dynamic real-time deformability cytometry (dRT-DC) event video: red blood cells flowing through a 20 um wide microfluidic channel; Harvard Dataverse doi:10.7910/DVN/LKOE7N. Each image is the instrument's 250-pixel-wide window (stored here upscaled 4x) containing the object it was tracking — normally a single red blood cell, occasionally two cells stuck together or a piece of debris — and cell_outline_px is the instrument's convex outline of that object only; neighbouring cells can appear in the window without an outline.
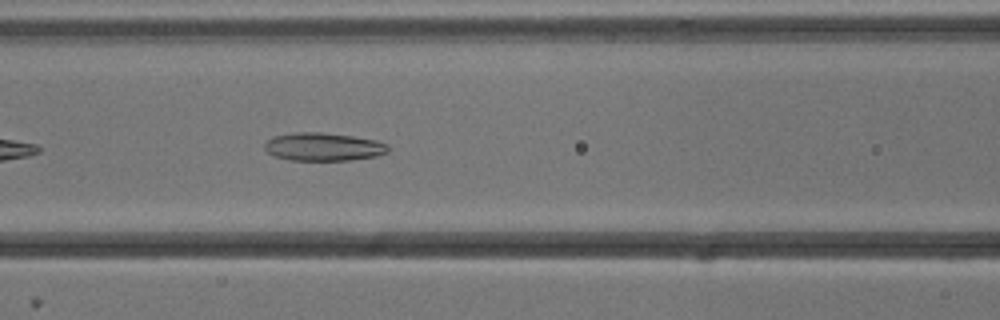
{"species": "common noctule bat (a hibernating species)", "species_latin": "Nyctalus noctula", "temperature_condition": "cold", "stored_images_in_passage": 33, "camera_frame_rate_fps": 3000, "um_per_image_px": 0.085, "animal": {"sex": "male", "body_mass_g": 13.3}, "frame": {"image": 1, "passage_image": 9, "time_ms": 2.667, "image_size_px": [1000, 320], "cell_outline_px": [[388, 152], [376, 156], [348, 160], [292, 160], [276, 156], [268, 152], [264, 148], [264, 144], [272, 136], [296, 132], [320, 132], [352, 136], [376, 140], [388, 144]], "centroid_in_image_um": [27.49, 12.47], "position_along_channel_um": 139.1, "area_um2": 20.11}}
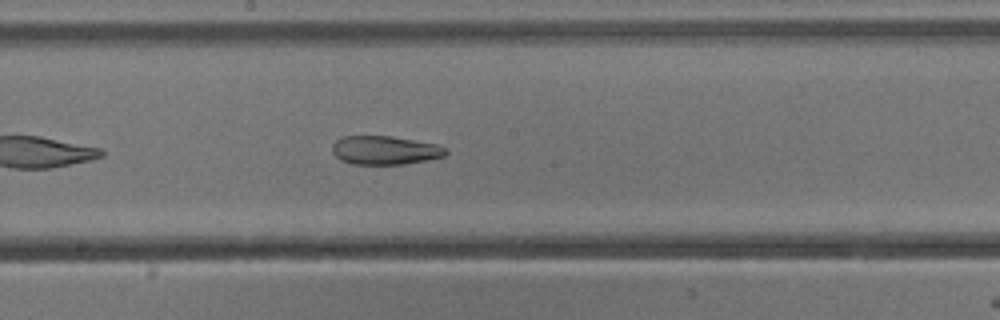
{"frame": {"image": 2, "passage_image": 15, "time_ms": 4.667, "image_size_px": [1000, 320], "cell_outline_px": [[448, 152], [444, 156], [428, 160], [404, 164], [352, 164], [340, 160], [332, 152], [332, 144], [336, 140], [344, 136], [392, 136], [436, 144], [448, 148]], "centroid_in_image_um": [32.72, 12.77], "position_along_channel_um": 215.5, "area_um2": 19.07}}
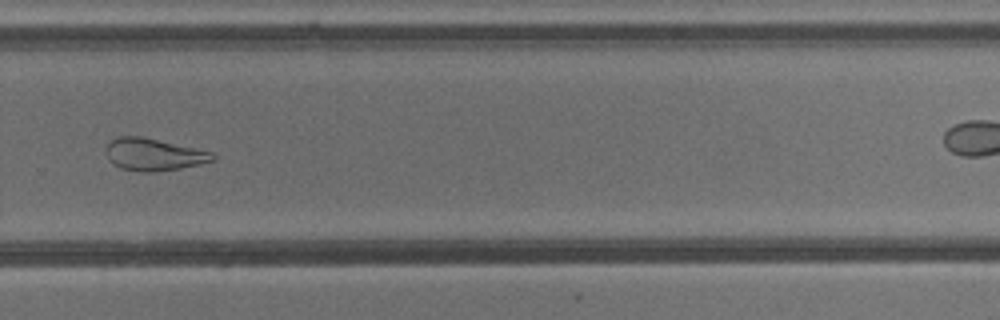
{"frame": {"image": 3, "passage_image": 23, "time_ms": 7.333, "image_size_px": [1000, 320], "cell_outline_px": [[216, 156], [212, 160], [200, 164], [180, 168], [152, 172], [140, 172], [120, 168], [108, 160], [108, 144], [112, 140], [120, 136], [140, 136], [212, 152]], "centroid_in_image_um": [13.05, 13.14], "position_along_channel_um": 316.7, "area_um2": 19.59}, "authors_computed_cell_mechanics": {"area_um2": 20.808, "velocity_mm_per_s": 3.8231, "shape_relaxation_time_tau1_ms": null, "shape_relaxation_time_tau2_ms": 9.4155, "deformation_change_tau1": null, "deformation_change_tau2": 0.2126}}